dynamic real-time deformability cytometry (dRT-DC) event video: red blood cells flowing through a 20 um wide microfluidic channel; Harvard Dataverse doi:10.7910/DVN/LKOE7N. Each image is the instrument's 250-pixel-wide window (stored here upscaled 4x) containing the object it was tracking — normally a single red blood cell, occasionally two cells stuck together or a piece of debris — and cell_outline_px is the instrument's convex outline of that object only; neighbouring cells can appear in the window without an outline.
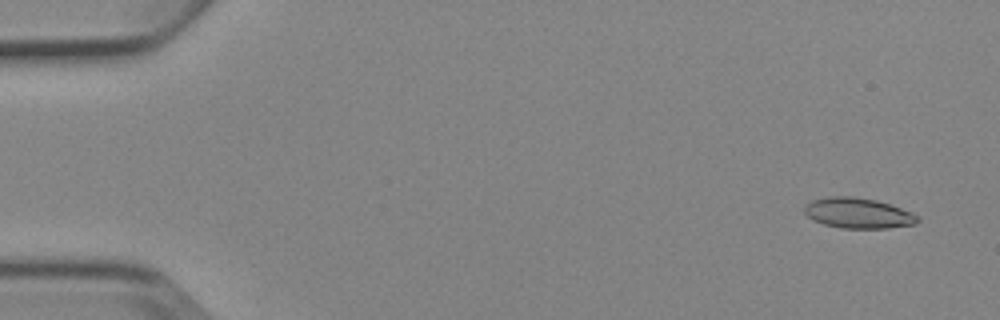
{"species": "Egyptian fruit bat (a non-hibernating species)", "species_latin": "Rousettus aegyptiacus", "temperature_condition": "cold", "stored_images_in_passage": 6, "camera_frame_rate_fps": 3000, "um_per_image_px": 0.085, "animal": {"sex": "female"}, "frame": {"image": 1, "passage_image": 1, "time_ms": 0.0, "image_size_px": [1000, 320], "cell_outline_px": [[920, 220], [916, 224], [888, 228], [840, 228], [824, 224], [812, 220], [804, 212], [804, 204], [812, 200], [824, 196], [852, 196], [876, 200], [912, 212], [920, 216]], "centroid_in_image_um": [72.92, 18.11], "position_along_channel_um": 12.1, "area_um2": 20.29}}
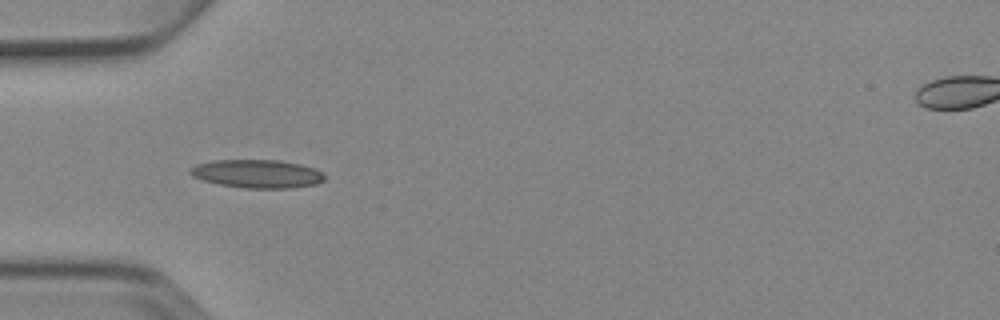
{"frame": {"image": 2, "passage_image": 5, "time_ms": 4.667, "image_size_px": [1000, 320], "cell_outline_px": [[324, 180], [316, 184], [292, 188], [244, 188], [220, 184], [200, 180], [192, 176], [188, 172], [196, 164], [212, 160], [280, 160], [300, 164], [316, 168], [324, 172]], "centroid_in_image_um": [21.87, 14.77], "position_along_channel_um": 63.1, "area_um2": 22.37}}
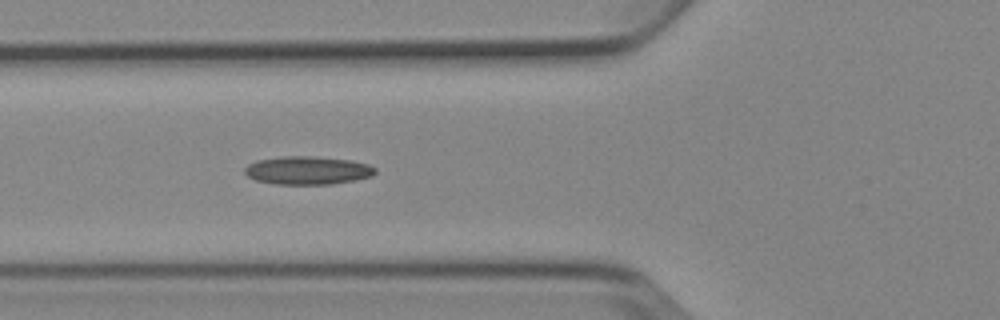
{"frame": {"image": 3, "passage_image": 6, "time_ms": 5.667, "image_size_px": [1000, 320], "cell_outline_px": [[376, 172], [372, 176], [356, 180], [332, 184], [272, 184], [256, 180], [248, 176], [244, 172], [244, 168], [248, 164], [256, 160], [284, 156], [312, 156], [352, 160], [368, 164], [376, 168]], "centroid_in_image_um": [26.15, 14.48], "position_along_channel_um": 99.6, "area_um2": 21.62}}